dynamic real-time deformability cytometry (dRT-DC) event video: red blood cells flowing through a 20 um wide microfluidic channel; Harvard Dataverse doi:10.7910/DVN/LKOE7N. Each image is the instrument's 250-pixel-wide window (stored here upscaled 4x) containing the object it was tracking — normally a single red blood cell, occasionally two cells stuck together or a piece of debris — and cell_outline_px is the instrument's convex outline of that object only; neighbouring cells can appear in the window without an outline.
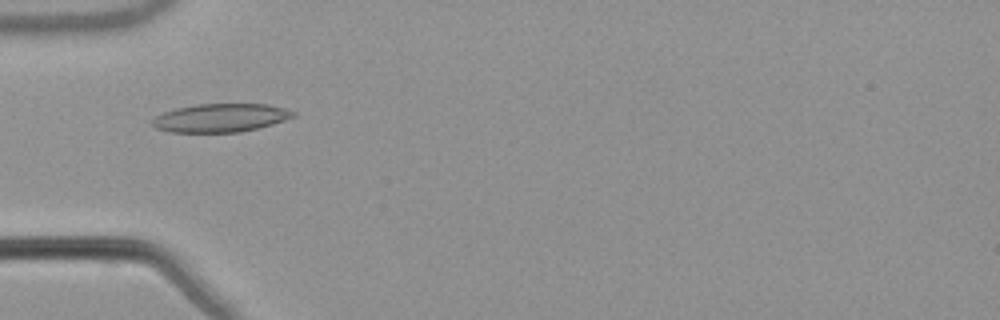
{"species": "common noctule bat (a hibernating species)", "species_latin": "Nyctalus noctula", "temperature_condition": "warm", "stored_images_in_passage": 54, "camera_frame_rate_fps": 3000, "um_per_image_px": 0.085, "animal": {"sex": "male", "body_mass_g": 21.5, "forearm_length_mm": 52.0}, "frame": {"image": 1, "passage_image": 18, "time_ms": 5.667, "image_size_px": [1000, 320], "cell_outline_px": [[296, 116], [272, 124], [240, 132], [168, 132], [156, 128], [152, 124], [152, 120], [156, 116], [164, 112], [176, 108], [196, 104], [268, 104], [284, 108], [296, 112]], "centroid_in_image_um": [18.75, 10.01], "position_along_channel_um": 66.3, "area_um2": 23.24}}
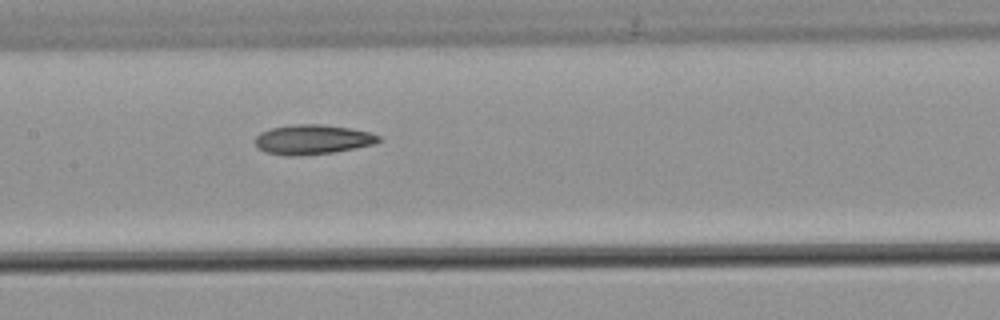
{"frame": {"image": 2, "passage_image": 27, "time_ms": 8.667, "image_size_px": [1000, 320], "cell_outline_px": [[380, 140], [372, 144], [332, 152], [296, 156], [288, 156], [264, 152], [256, 148], [252, 140], [260, 132], [272, 128], [296, 124], [324, 124], [348, 128], [368, 132], [380, 136]], "centroid_in_image_um": [26.46, 11.86], "position_along_channel_um": 180.9, "area_um2": 21.27}}
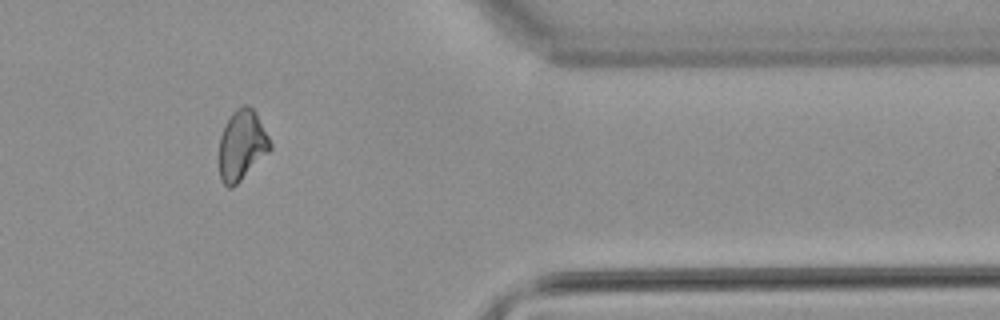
{"frame": {"image": 3, "passage_image": 45, "time_ms": 14.667, "image_size_px": [1000, 320], "cell_outline_px": [[272, 148], [232, 188], [228, 188], [220, 180], [220, 136], [224, 124], [232, 112], [236, 108], [244, 104], [248, 104], [256, 112], [272, 144]], "centroid_in_image_um": [20.55, 12.3], "position_along_channel_um": 390.9, "area_um2": 20.69}, "authors_computed_cell_mechanics": {"area_um2": 21.4727, "velocity_mm_per_s": 3.8392, "shape_relaxation_time_tau1_ms": null, "shape_relaxation_time_tau2_ms": 10.5118, "deformation_change_tau1": null, "deformation_change_tau2": 0.2106}}